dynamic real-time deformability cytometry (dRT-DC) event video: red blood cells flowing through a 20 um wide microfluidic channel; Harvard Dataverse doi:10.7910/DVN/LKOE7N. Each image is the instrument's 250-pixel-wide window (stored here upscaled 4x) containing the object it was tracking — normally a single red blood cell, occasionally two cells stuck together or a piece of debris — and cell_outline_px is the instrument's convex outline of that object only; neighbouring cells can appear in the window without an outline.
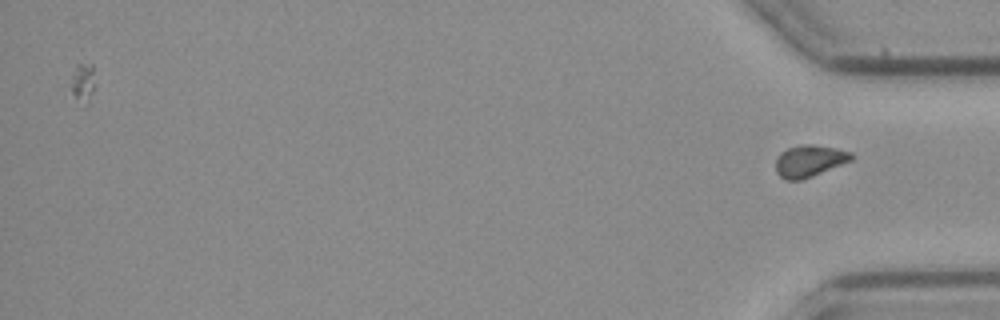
{"species": "common noctule bat (a hibernating species)", "species_latin": "Nyctalus noctula", "temperature_condition": "cold", "stored_images_in_passage": 43, "camera_frame_rate_fps": 3000, "um_per_image_px": 0.085, "animal": {"sex": "female", "body_mass_g": 21.9}, "frame": {"image": 1, "passage_image": 43, "time_ms": 14.0, "image_size_px": [1000, 320], "cell_outline_px": [[852, 160], [812, 176], [800, 180], [784, 180], [776, 172], [776, 160], [780, 152], [788, 148], [800, 144], [812, 144], [836, 148], [852, 152]], "centroid_in_image_um": [68.78, 13.67], "position_along_channel_um": 366.4, "area_um2": 13.99}}